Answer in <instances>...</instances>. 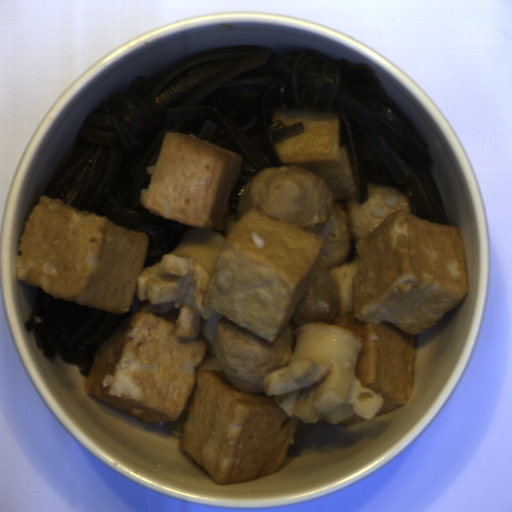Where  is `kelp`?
Instances as JSON below:
<instances>
[{
  "mask_svg": "<svg viewBox=\"0 0 512 512\" xmlns=\"http://www.w3.org/2000/svg\"><path fill=\"white\" fill-rule=\"evenodd\" d=\"M29 306L24 325L45 360L75 366L89 375L97 348L119 329H125L132 316L149 304L135 295L123 314H109L75 301L50 296L44 289L18 281Z\"/></svg>",
  "mask_w": 512,
  "mask_h": 512,
  "instance_id": "2",
  "label": "kelp"
},
{
  "mask_svg": "<svg viewBox=\"0 0 512 512\" xmlns=\"http://www.w3.org/2000/svg\"><path fill=\"white\" fill-rule=\"evenodd\" d=\"M275 110L339 115L356 200L369 198V182L396 186L412 215L450 225L423 135L369 65L311 47L276 50L262 43L213 47L148 79H131L86 117L44 195L148 235L145 269L152 267L194 229L141 204L152 177L147 168L167 133L193 134L243 156L227 225L250 178L283 166L274 143L306 129L303 121L273 123Z\"/></svg>",
  "mask_w": 512,
  "mask_h": 512,
  "instance_id": "1",
  "label": "kelp"
}]
</instances>
